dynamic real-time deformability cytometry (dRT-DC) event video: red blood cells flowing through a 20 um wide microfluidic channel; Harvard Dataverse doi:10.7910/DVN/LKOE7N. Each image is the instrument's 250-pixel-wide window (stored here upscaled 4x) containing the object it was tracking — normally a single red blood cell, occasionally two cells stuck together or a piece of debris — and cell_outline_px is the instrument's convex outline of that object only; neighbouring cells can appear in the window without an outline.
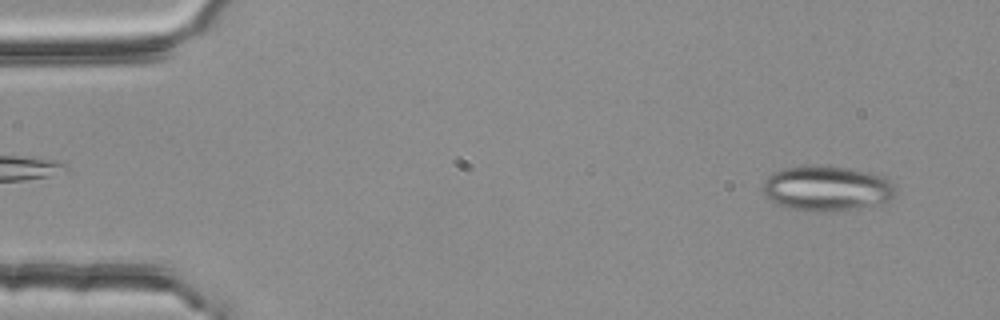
{"species": "common noctule bat (a hibernating species)", "species_latin": "Nyctalus noctula", "temperature_condition": "room temperature", "stored_images_in_passage": 54, "camera_frame_rate_fps": 3000, "um_per_image_px": 0.085, "animal": {"sex": "female", "body_mass_g": 25.1}, "frame": {"image": 1, "passage_image": 4, "time_ms": 1.0, "image_size_px": [1000, 320], "cell_outline_px": [[896, 196], [884, 204], [832, 212], [820, 212], [788, 208], [776, 204], [764, 192], [764, 180], [772, 172], [784, 168], [848, 168], [884, 176], [892, 184], [896, 192]], "centroid_in_image_um": [70.33, 16.07], "position_along_channel_um": 14.7, "area_um2": 34.28}}
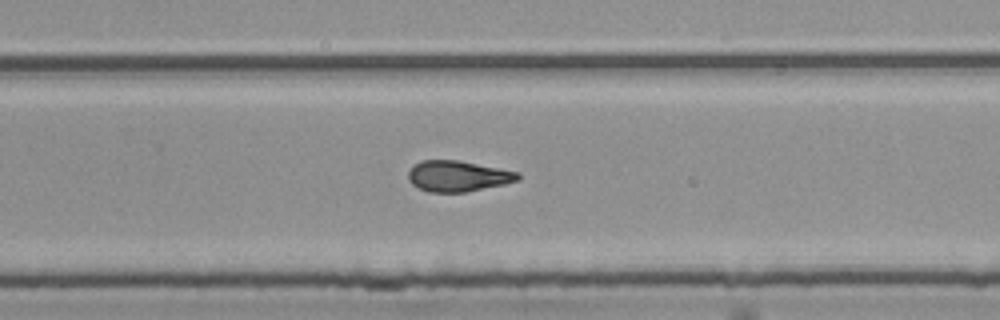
{"frame": {"image": 2, "passage_image": 35, "time_ms": 11.333, "image_size_px": [1000, 320], "cell_outline_px": [[520, 180], [504, 184], [464, 192], [428, 192], [412, 184], [408, 180], [408, 172], [420, 160], [456, 160], [520, 172]], "centroid_in_image_um": [38.92, 14.97], "position_along_channel_um": 290.9, "area_um2": 19.54}}
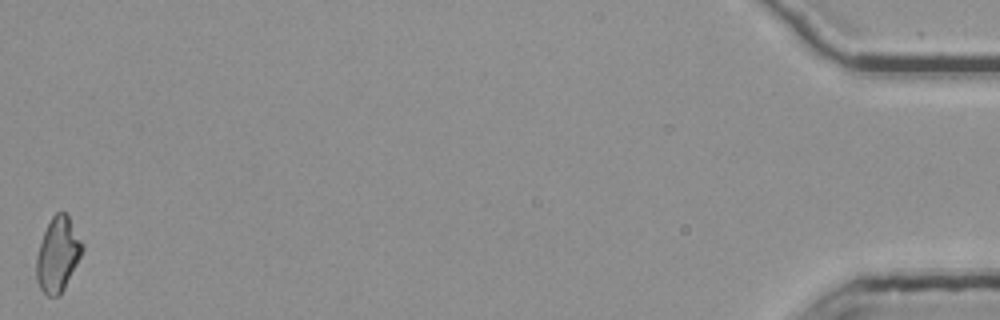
{"frame": {"image": 3, "passage_image": 54, "time_ms": 17.667, "image_size_px": [1000, 320], "cell_outline_px": [[84, 248], [60, 296], [48, 296], [40, 288], [36, 280], [36, 256], [44, 232], [52, 216], [56, 212], [64, 212], [68, 216], [84, 244]], "centroid_in_image_um": [4.9, 21.64], "position_along_channel_um": 430.3, "area_um2": 19.65}, "authors_computed_cell_mechanics": {"area_um2": 20.0855, "velocity_mm_per_s": 3.7801, "shape_relaxation_time_tau1_ms": null, "shape_relaxation_time_tau2_ms": 3.4386, "deformation_change_tau1": null, "deformation_change_tau2": 0.1056}}